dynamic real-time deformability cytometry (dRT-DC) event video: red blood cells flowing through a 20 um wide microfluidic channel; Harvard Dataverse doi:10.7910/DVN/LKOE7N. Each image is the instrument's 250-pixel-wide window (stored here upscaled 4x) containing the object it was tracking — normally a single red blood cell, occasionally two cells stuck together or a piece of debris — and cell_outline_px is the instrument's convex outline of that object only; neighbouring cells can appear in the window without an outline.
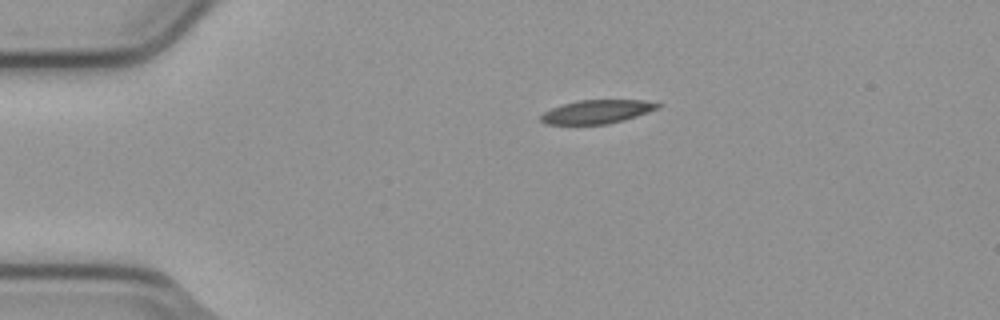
{"species": "common noctule bat (a hibernating species)", "species_latin": "Nyctalus noctula", "temperature_condition": "cold", "stored_images_in_passage": 3, "camera_frame_rate_fps": 3000, "um_per_image_px": 0.085, "animal": {"sex": "male", "body_mass_g": 23.1, "forearm_length_mm": 52.7}, "frame": {"image": 1, "passage_image": 1, "time_ms": 0.0, "image_size_px": [1000, 320], "cell_outline_px": [[660, 108], [636, 116], [608, 124], [544, 124], [540, 120], [540, 116], [544, 112], [552, 108], [564, 104], [580, 100], [644, 100], [660, 104]], "centroid_in_image_um": [50.73, 9.5], "position_along_channel_um": 34.3, "area_um2": 15.9}}
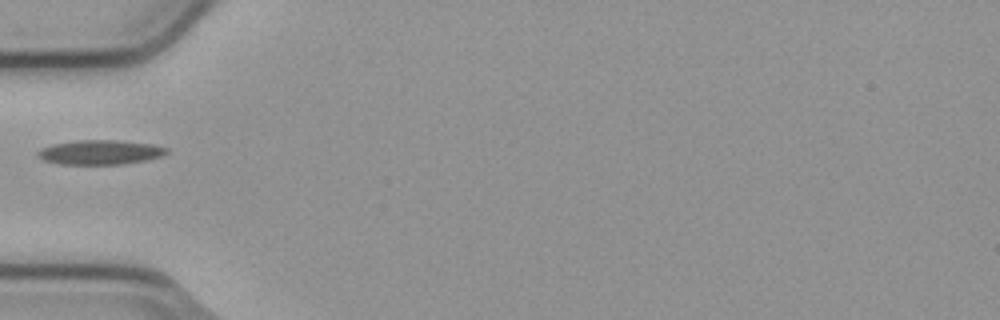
{"frame": {"image": 2, "passage_image": 3, "time_ms": 0.667, "image_size_px": [1000, 320], "cell_outline_px": [[168, 152], [160, 156], [144, 160], [120, 164], [60, 164], [44, 160], [36, 156], [36, 152], [40, 148], [52, 144], [76, 140], [116, 140], [152, 144], [168, 148]], "centroid_in_image_um": [8.45, 12.93], "position_along_channel_um": 76.5, "area_um2": 18.32}}